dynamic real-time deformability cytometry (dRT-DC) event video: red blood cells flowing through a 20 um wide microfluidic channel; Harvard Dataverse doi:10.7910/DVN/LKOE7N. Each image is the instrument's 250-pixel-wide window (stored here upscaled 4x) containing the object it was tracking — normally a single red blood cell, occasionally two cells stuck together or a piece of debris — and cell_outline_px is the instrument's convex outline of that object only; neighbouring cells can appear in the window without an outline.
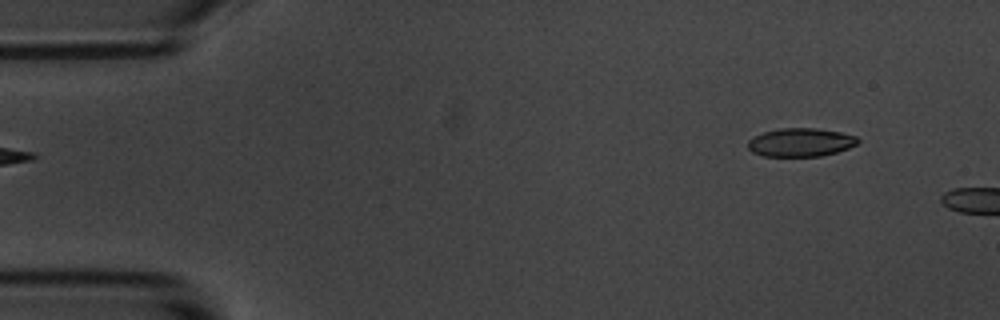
{"species": "common noctule bat (a hibernating species)", "species_latin": "Nyctalus noctula", "temperature_condition": "room temperature", "stored_images_in_passage": 6, "segment_of_instrument_passage": [2, 2], "camera_frame_rate_fps": 3000, "um_per_image_px": 0.085, "animal": {"sex": "male", "body_mass_g": 20.1, "forearm_length_mm": 53.5}, "frame": {"image": 1, "passage_image": 6, "time_ms": 5.667, "image_size_px": [1000, 320], "cell_outline_px": [[860, 140], [856, 144], [848, 148], [836, 152], [820, 156], [764, 156], [752, 152], [748, 148], [748, 140], [764, 132], [780, 128], [816, 128], [840, 132], [856, 136]], "centroid_in_image_um": [68.05, 12.1], "position_along_channel_um": 16.9, "area_um2": 18.09}}